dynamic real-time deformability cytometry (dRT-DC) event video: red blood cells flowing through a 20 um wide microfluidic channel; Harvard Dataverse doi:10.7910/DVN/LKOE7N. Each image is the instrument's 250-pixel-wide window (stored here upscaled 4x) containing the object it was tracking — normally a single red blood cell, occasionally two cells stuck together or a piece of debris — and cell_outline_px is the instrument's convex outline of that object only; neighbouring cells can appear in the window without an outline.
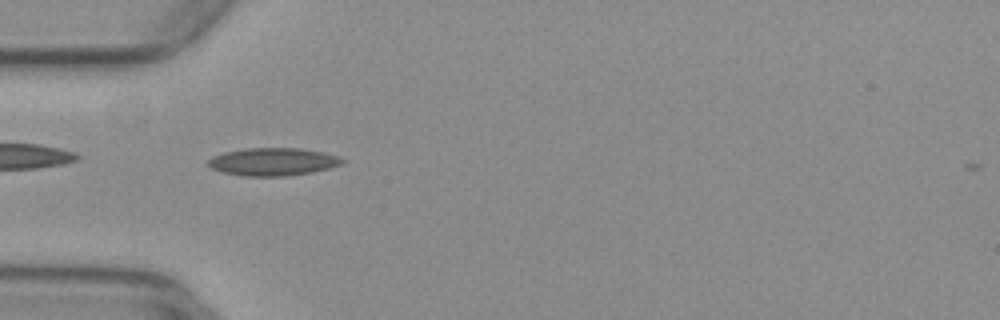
{"species": "common noctule bat (a hibernating species)", "species_latin": "Nyctalus noctula", "temperature_condition": "warm", "stored_images_in_passage": 38, "camera_frame_rate_fps": 3000, "um_per_image_px": 0.085, "animal": {"sex": "female", "body_mass_g": 29.2, "forearm_length_mm": 56.3}, "frame": {"image": 1, "passage_image": 2, "time_ms": 0.333, "image_size_px": [1000, 320], "cell_outline_px": [[344, 160], [340, 164], [328, 168], [312, 172], [288, 176], [244, 176], [220, 172], [212, 168], [208, 164], [208, 160], [212, 156], [224, 152], [248, 148], [300, 148], [324, 152], [340, 156]], "centroid_in_image_um": [23.19, 13.75], "position_along_channel_um": 61.8, "area_um2": 21.73}}
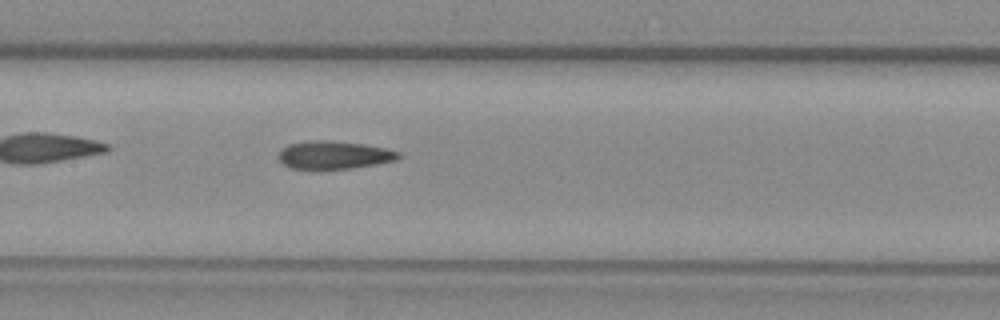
{"frame": {"image": 2, "passage_image": 11, "time_ms": 3.333, "image_size_px": [1000, 320], "cell_outline_px": [[400, 156], [396, 160], [376, 164], [352, 168], [288, 168], [280, 160], [280, 148], [288, 144], [312, 140], [328, 140], [360, 144], [384, 148], [400, 152]], "centroid_in_image_um": [28.37, 13.16], "position_along_channel_um": 179.0, "area_um2": 19.19}}
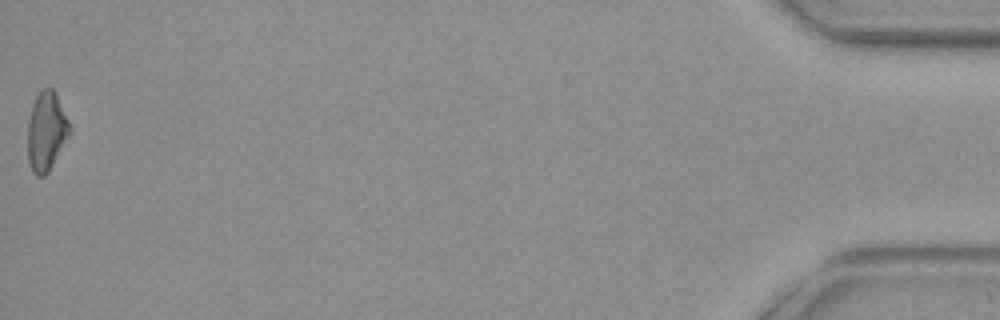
{"frame": {"image": 3, "passage_image": 38, "time_ms": 12.333, "image_size_px": [1000, 320], "cell_outline_px": [[72, 132], [48, 172], [44, 176], [36, 176], [32, 172], [28, 164], [28, 120], [32, 104], [40, 88], [52, 88], [72, 128]], "centroid_in_image_um": [3.93, 11.19], "position_along_channel_um": 431.3, "area_um2": 19.42}, "authors_computed_cell_mechanics": {"area_um2": 19.4786, "velocity_mm_per_s": 3.9569, "shape_relaxation_time_tau1_ms": null, "shape_relaxation_time_tau2_ms": 6.0692, "deformation_change_tau1": null, "deformation_change_tau2": 0.1645}}